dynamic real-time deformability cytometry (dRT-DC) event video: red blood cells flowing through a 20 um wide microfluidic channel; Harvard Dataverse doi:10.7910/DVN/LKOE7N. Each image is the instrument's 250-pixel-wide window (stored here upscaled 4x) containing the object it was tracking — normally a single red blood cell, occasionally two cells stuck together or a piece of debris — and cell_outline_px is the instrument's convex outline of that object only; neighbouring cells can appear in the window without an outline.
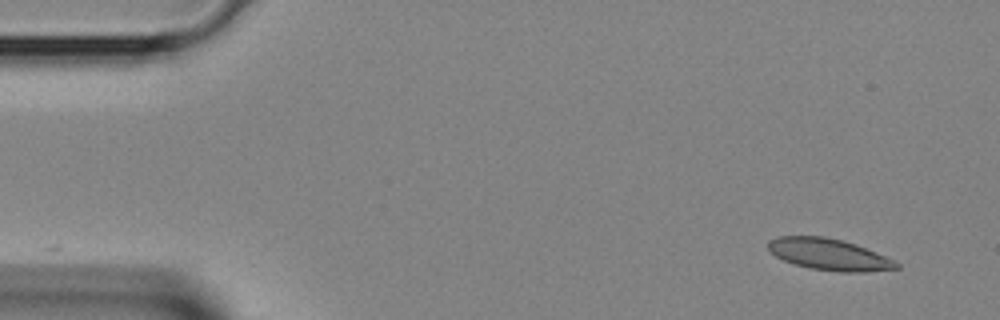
{"species": "Egyptian fruit bat (a non-hibernating species)", "species_latin": "Rousettus aegyptiacus", "temperature_condition": "room temperature", "stored_images_in_passage": 29, "camera_frame_rate_fps": 3000, "um_per_image_px": 0.085, "animal": {"sex": "female"}, "frame": {"image": 1, "passage_image": 1, "time_ms": 0.0, "image_size_px": [1000, 320], "cell_outline_px": [[900, 268], [864, 272], [840, 272], [808, 268], [784, 260], [776, 256], [768, 248], [768, 240], [780, 236], [824, 236], [856, 244], [884, 256], [900, 264]], "centroid_in_image_um": [70.46, 21.63], "position_along_channel_um": 14.5, "area_um2": 23.29}}
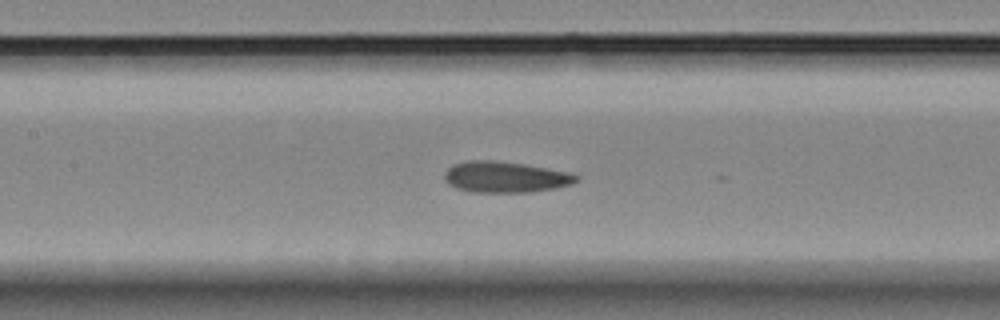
{"frame": {"image": 2, "passage_image": 16, "time_ms": 5.0, "image_size_px": [1000, 320], "cell_outline_px": [[580, 180], [572, 184], [532, 192], [472, 192], [456, 188], [448, 184], [444, 180], [444, 172], [452, 164], [468, 160], [492, 160], [524, 164], [568, 172], [580, 176]], "centroid_in_image_um": [42.92, 15.04], "position_along_channel_um": 164.5, "area_um2": 23.93}}
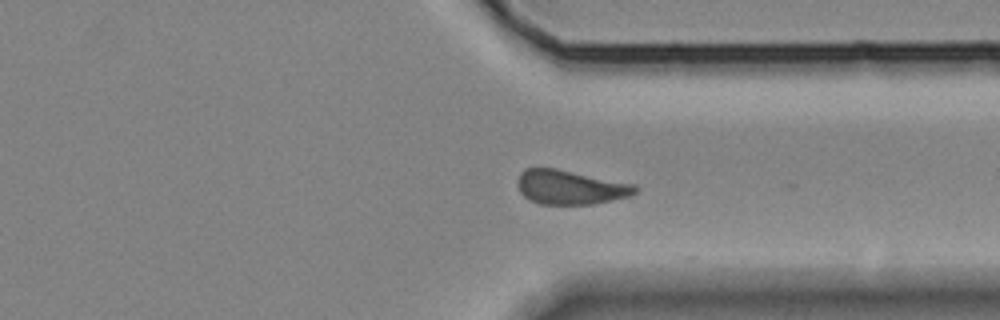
{"frame": {"image": 3, "passage_image": 28, "time_ms": 9.0, "image_size_px": [1000, 320], "cell_outline_px": [[640, 188], [636, 192], [628, 196], [592, 204], [540, 204], [528, 200], [520, 192], [516, 184], [516, 180], [520, 172], [524, 168], [556, 168], [636, 184]], "centroid_in_image_um": [48.44, 15.9], "position_along_channel_um": 363.0, "area_um2": 23.7}}